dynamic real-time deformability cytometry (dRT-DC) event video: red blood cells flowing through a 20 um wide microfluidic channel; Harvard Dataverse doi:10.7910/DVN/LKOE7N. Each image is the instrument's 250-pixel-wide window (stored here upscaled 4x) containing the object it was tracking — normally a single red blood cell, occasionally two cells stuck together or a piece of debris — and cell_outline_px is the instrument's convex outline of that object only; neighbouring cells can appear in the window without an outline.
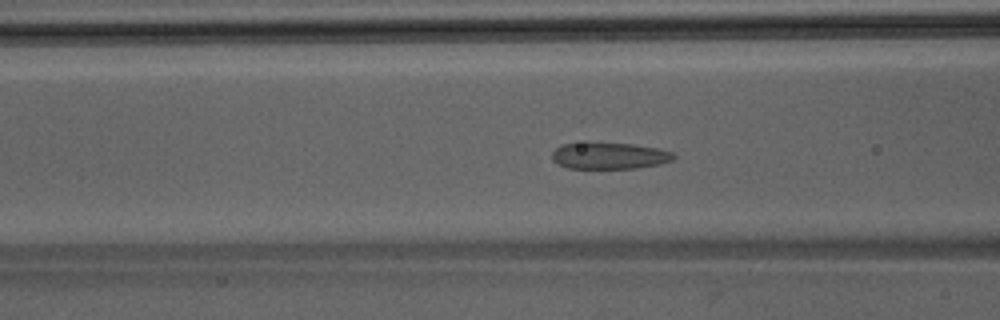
{"species": "Egyptian fruit bat (a non-hibernating species)", "species_latin": "Rousettus aegyptiacus", "temperature_condition": "room temperature", "stored_images_in_passage": 49, "camera_frame_rate_fps": 3000, "um_per_image_px": 0.085, "animal": {"sex": "male"}, "frame": {"image": 1, "passage_image": 19, "time_ms": 6.0, "image_size_px": [1000, 320], "cell_outline_px": [[676, 156], [672, 160], [660, 164], [636, 168], [568, 168], [556, 164], [552, 160], [552, 152], [556, 148], [564, 144], [588, 140], [632, 144], [656, 148], [672, 152]], "centroid_in_image_um": [51.73, 13.21], "position_along_channel_um": 114.9, "area_um2": 19.36}}
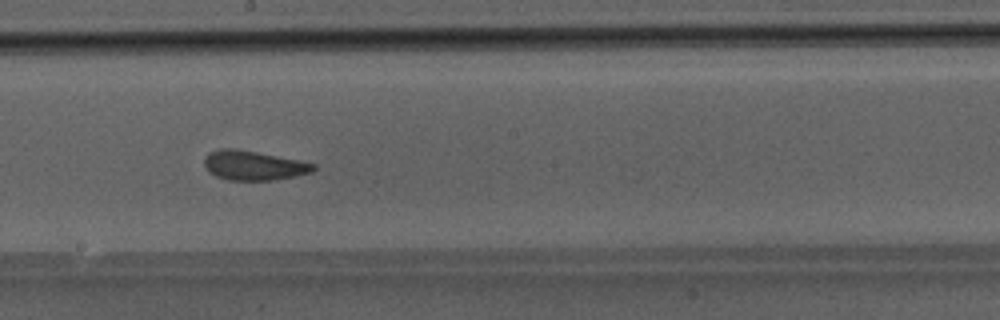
{"frame": {"image": 2, "passage_image": 27, "time_ms": 8.667, "image_size_px": [1000, 320], "cell_outline_px": [[316, 168], [312, 172], [272, 180], [228, 180], [216, 176], [208, 172], [204, 164], [204, 156], [208, 152], [220, 148], [236, 148], [316, 164]], "centroid_in_image_um": [21.48, 14.05], "position_along_channel_um": 226.7, "area_um2": 18.61}}
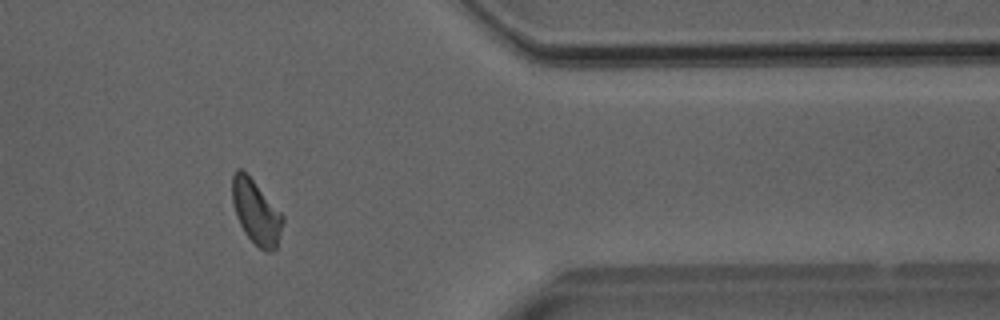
{"frame": {"image": 3, "passage_image": 40, "time_ms": 13.0, "image_size_px": [1000, 320], "cell_outline_px": [[284, 220], [276, 248], [272, 252], [268, 252], [260, 248], [244, 232], [236, 216], [232, 200], [232, 176], [236, 168], [240, 168], [252, 180], [284, 216]], "centroid_in_image_um": [21.76, 18.04], "position_along_channel_um": 389.6, "area_um2": 18.5}}